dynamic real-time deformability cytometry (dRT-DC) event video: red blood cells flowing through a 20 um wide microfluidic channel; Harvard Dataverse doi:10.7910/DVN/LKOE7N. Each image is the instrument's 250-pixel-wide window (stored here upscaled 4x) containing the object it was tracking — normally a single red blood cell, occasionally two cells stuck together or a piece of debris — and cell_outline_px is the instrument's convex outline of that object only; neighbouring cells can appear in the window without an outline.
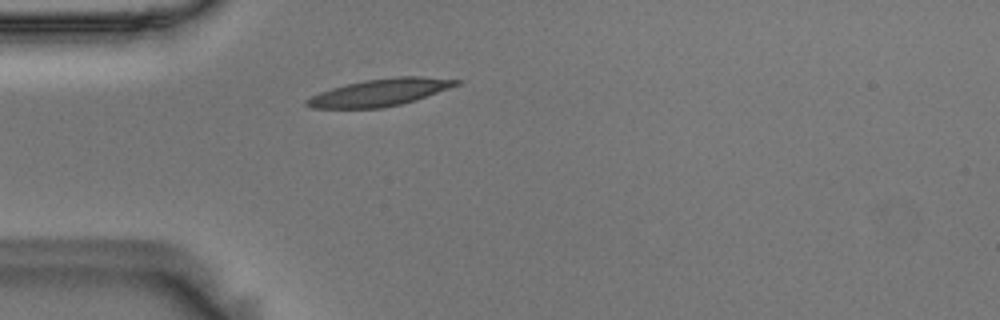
{"species": "Egyptian fruit bat (a non-hibernating species)", "species_latin": "Rousettus aegyptiacus", "temperature_condition": "room temperature", "stored_images_in_passage": 42, "camera_frame_rate_fps": 3000, "um_per_image_px": 0.085, "animal": {"sex": "male"}, "frame": {"image": 1, "passage_image": 2, "time_ms": 0.333, "image_size_px": [1000, 320], "cell_outline_px": [[464, 80], [460, 84], [416, 100], [384, 108], [312, 108], [304, 104], [304, 100], [320, 92], [332, 88], [364, 80], [396, 76], [420, 76]], "centroid_in_image_um": [32.32, 7.85], "position_along_channel_um": 52.7, "area_um2": 23.64}}
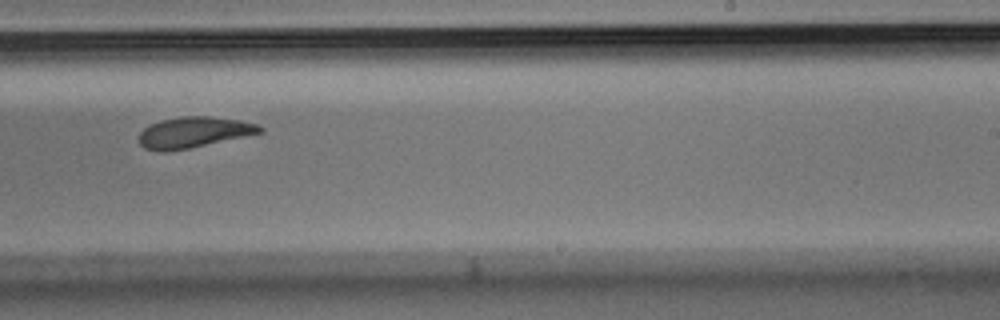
{"frame": {"image": 2, "passage_image": 21, "time_ms": 6.667, "image_size_px": [1000, 320], "cell_outline_px": [[264, 132], [188, 148], [164, 152], [160, 152], [144, 148], [140, 144], [140, 132], [148, 124], [160, 120], [180, 116], [208, 116], [240, 120], [256, 124], [264, 128]], "centroid_in_image_um": [16.44, 11.24], "position_along_channel_um": 272.6, "area_um2": 21.68}}
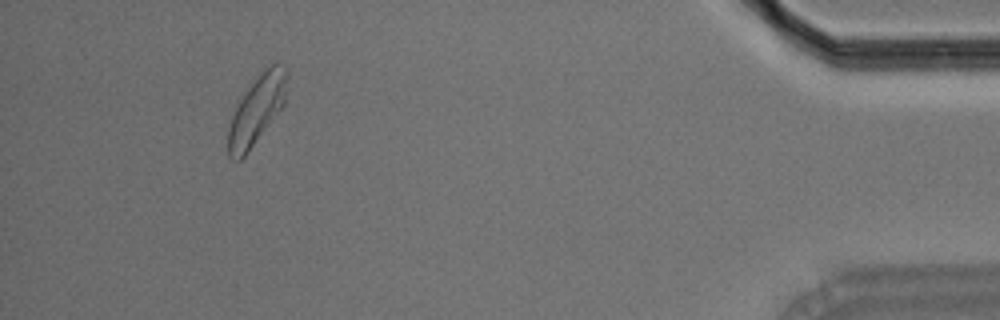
{"frame": {"image": 3, "passage_image": 38, "time_ms": 12.333, "image_size_px": [1000, 320], "cell_outline_px": [[288, 76], [284, 104], [244, 156], [240, 160], [232, 160], [228, 156], [228, 128], [232, 116], [244, 92], [260, 72], [264, 68], [276, 60], [288, 72]], "centroid_in_image_um": [21.83, 9.29], "position_along_channel_um": 413.4, "area_um2": 23.24}, "authors_computed_cell_mechanics": {"area_um2": 22.5709, "velocity_mm_per_s": 3.5995, "shape_relaxation_time_tau1_ms": 6.0122, "shape_relaxation_time_tau2_ms": 4.1694, "deformation_change_tau1": 0.1595, "deformation_change_tau2": 0.1131}}